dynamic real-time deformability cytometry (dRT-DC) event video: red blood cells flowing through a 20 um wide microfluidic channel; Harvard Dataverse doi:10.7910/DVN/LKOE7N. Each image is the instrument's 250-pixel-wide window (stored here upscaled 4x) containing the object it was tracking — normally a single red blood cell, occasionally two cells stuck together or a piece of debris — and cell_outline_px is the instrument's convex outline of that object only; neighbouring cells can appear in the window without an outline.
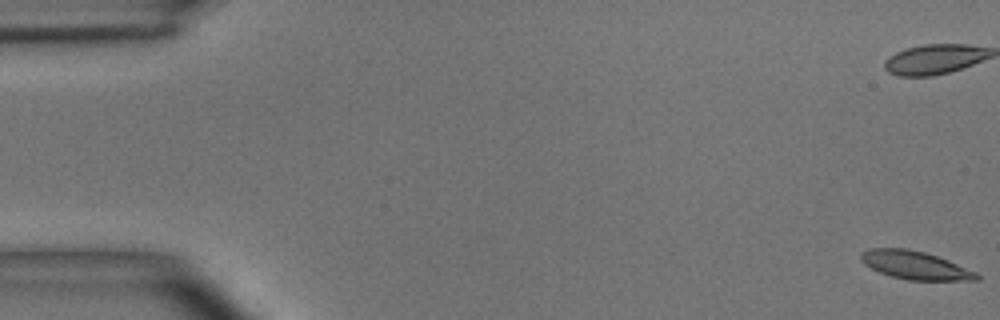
{"species": "common noctule bat (a hibernating species)", "species_latin": "Nyctalus noctula", "temperature_condition": "room temperature", "stored_images_in_passage": 48, "camera_frame_rate_fps": 3000, "um_per_image_px": 0.085, "animal": {"sex": "male", "body_mass_g": 15.6}, "frame": {"image": 1, "passage_image": 1, "time_ms": 0.0, "image_size_px": [1000, 320], "cell_outline_px": [[980, 280], [908, 280], [892, 276], [880, 272], [864, 264], [860, 260], [860, 252], [868, 248], [908, 248], [924, 252], [948, 260], [976, 272], [980, 276]], "centroid_in_image_um": [77.76, 22.53], "position_along_channel_um": 7.2, "area_um2": 18.96}}